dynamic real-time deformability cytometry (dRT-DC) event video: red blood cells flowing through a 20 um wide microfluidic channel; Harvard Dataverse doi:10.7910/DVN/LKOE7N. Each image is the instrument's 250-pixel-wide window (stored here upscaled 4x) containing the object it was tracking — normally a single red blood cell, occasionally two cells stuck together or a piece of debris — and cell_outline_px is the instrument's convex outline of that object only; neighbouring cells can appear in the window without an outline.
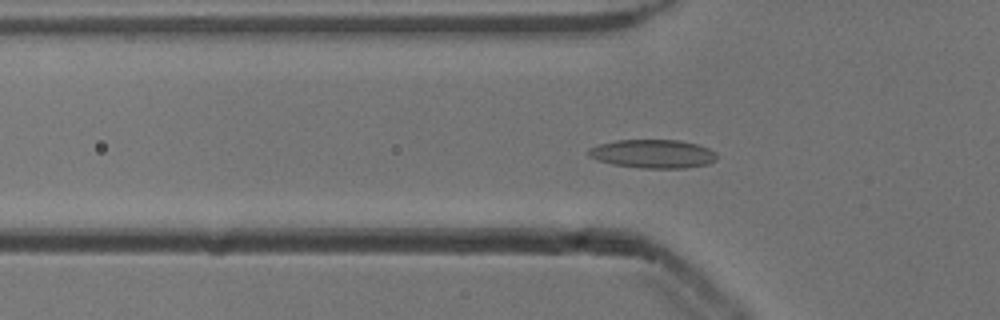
{"species": "common noctule bat (a hibernating species)", "species_latin": "Nyctalus noctula", "temperature_condition": "cold", "stored_images_in_passage": 55, "camera_frame_rate_fps": 3000, "um_per_image_px": 0.085, "animal": {"sex": "male", "body_mass_g": 13.3}, "frame": {"image": 1, "passage_image": 18, "time_ms": 5.667, "image_size_px": [1000, 320], "cell_outline_px": [[716, 160], [708, 164], [684, 168], [640, 168], [612, 164], [588, 156], [588, 148], [600, 144], [616, 140], [680, 140], [696, 144], [708, 148], [716, 152]], "centroid_in_image_um": [55.5, 13.07], "position_along_channel_um": 70.3, "area_um2": 21.33}}
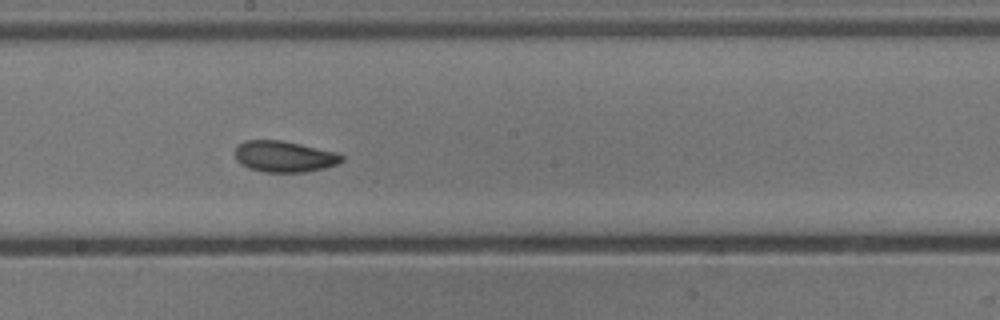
{"frame": {"image": 2, "passage_image": 30, "time_ms": 9.667, "image_size_px": [1000, 320], "cell_outline_px": [[344, 160], [336, 164], [324, 168], [304, 172], [264, 172], [248, 168], [240, 164], [236, 160], [236, 144], [244, 140], [280, 140], [300, 144], [336, 152], [344, 156]], "centroid_in_image_um": [24.13, 13.3], "position_along_channel_um": 224.1, "area_um2": 19.42}}
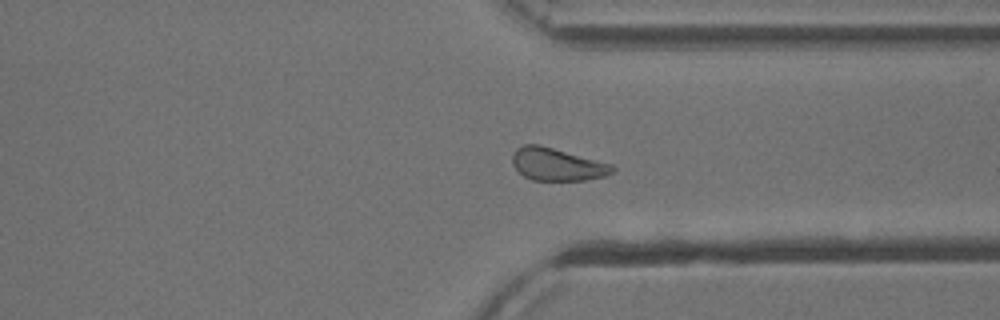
{"frame": {"image": 3, "passage_image": 41, "time_ms": 13.333, "image_size_px": [1000, 320], "cell_outline_px": [[616, 168], [612, 172], [604, 176], [584, 180], [532, 180], [524, 176], [512, 164], [512, 156], [516, 148], [524, 144], [540, 144], [612, 164]], "centroid_in_image_um": [47.34, 13.96], "position_along_channel_um": 364.1, "area_um2": 18.96}, "authors_computed_cell_mechanics": {"area_um2": 19.4786, "velocity_mm_per_s": 3.82, "shape_relaxation_time_tau1_ms": 2.7617, "shape_relaxation_time_tau2_ms": 2.6118, "deformation_change_tau1": 0.1138, "deformation_change_tau2": 0.0816}}